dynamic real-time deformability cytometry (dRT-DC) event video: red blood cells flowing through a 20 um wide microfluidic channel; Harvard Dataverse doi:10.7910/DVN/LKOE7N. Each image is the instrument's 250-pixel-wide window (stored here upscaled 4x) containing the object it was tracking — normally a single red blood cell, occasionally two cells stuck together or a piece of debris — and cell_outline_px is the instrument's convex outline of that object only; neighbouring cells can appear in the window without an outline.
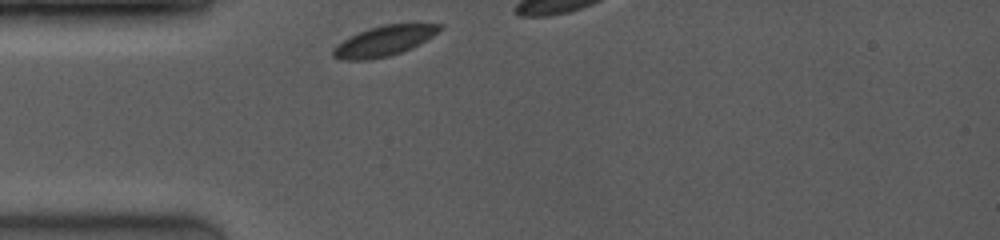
{"species": "common noctule bat (a hibernating species)", "species_latin": "Nyctalus noctula", "temperature_condition": "room temperature", "stored_images_in_passage": 11, "camera_frame_rate_fps": 4000, "um_per_image_px": 0.085, "animal": {"sex": "female", "body_mass_g": 19.0, "forearm_length_mm": 53.3}, "frame": {"image": 1, "passage_image": 1, "time_ms": 0.0, "image_size_px": [1000, 240], "cell_outline_px": [[440, 28], [432, 36], [400, 52], [388, 56], [368, 60], [344, 60], [332, 56], [332, 48], [344, 40], [360, 32], [384, 24], [440, 24]], "centroid_in_image_um": [32.57, 3.5], "position_along_channel_um": 52.4, "area_um2": 17.98}}
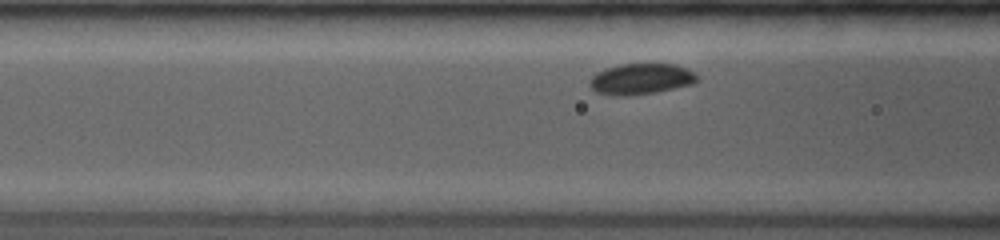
{"frame": {"image": 2, "passage_image": 8, "time_ms": 1.75, "image_size_px": [1000, 240], "cell_outline_px": [[696, 80], [692, 84], [656, 92], [632, 96], [616, 96], [596, 92], [592, 88], [592, 76], [608, 68], [624, 64], [676, 64], [692, 72], [696, 76]], "centroid_in_image_um": [54.49, 6.73], "position_along_channel_um": 112.1, "area_um2": 18.84}}